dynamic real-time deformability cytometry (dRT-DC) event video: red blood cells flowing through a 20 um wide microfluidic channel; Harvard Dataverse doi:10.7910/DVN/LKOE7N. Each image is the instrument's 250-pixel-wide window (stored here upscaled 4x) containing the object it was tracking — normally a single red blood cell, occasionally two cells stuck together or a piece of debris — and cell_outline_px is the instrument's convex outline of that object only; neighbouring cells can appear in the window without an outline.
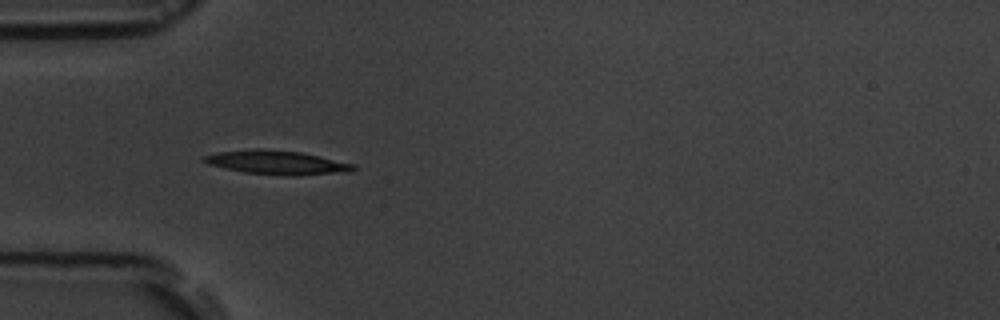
{"species": "common noctule bat (a hibernating species)", "species_latin": "Nyctalus noctula", "temperature_condition": "room temperature", "stored_images_in_passage": 13, "camera_frame_rate_fps": 3000, "um_per_image_px": 0.085, "animal": {"sex": "male", "body_mass_g": 19.5, "forearm_length_mm": 54.6}, "frame": {"image": 1, "passage_image": 3, "time_ms": 2.333, "image_size_px": [1000, 320], "cell_outline_px": [[356, 168], [348, 172], [292, 176], [288, 176], [244, 172], [208, 164], [200, 160], [204, 156], [220, 152], [256, 148], [300, 152], [356, 164]], "centroid_in_image_um": [23.56, 13.81], "position_along_channel_um": 61.4, "area_um2": 20.69}}
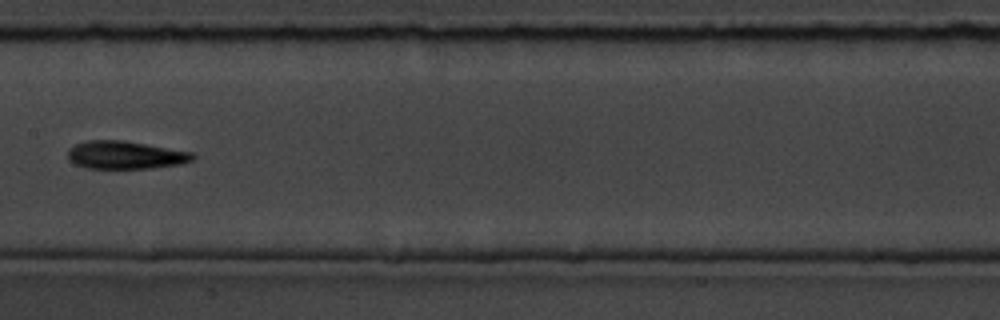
{"frame": {"image": 2, "passage_image": 6, "time_ms": 6.0, "image_size_px": [1000, 320], "cell_outline_px": [[196, 156], [192, 160], [180, 164], [148, 168], [88, 168], [76, 164], [68, 160], [68, 148], [76, 144], [88, 140], [124, 140], [192, 152]], "centroid_in_image_um": [10.64, 13.17], "position_along_channel_um": 196.8, "area_um2": 20.23}}
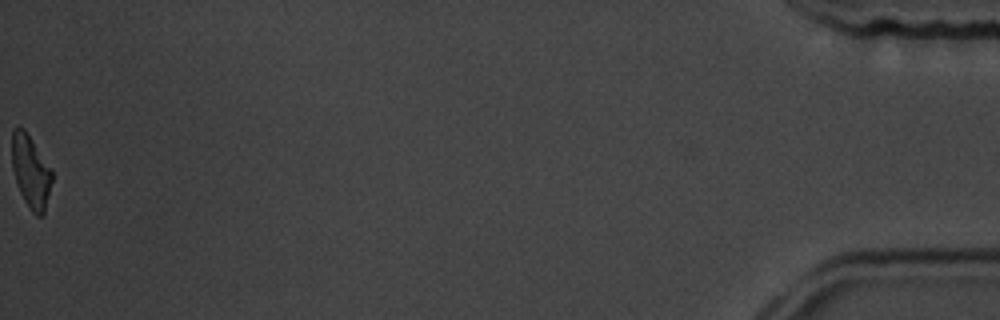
{"frame": {"image": 3, "passage_image": 13, "time_ms": 15.0, "image_size_px": [1000, 320], "cell_outline_px": [[52, 180], [44, 216], [36, 216], [32, 212], [24, 200], [16, 184], [12, 168], [12, 128], [24, 128], [52, 168]], "centroid_in_image_um": [2.62, 14.59], "position_along_channel_um": 432.6, "area_um2": 17.17}, "authors_computed_cell_mechanics": {"area_um2": 18.6694, "velocity_mm_per_s": 3.7605, "shape_relaxation_time_tau1_ms": 7.2541, "shape_relaxation_time_tau2_ms": null, "deformation_change_tau1": 0.1809, "deformation_change_tau2": null}}